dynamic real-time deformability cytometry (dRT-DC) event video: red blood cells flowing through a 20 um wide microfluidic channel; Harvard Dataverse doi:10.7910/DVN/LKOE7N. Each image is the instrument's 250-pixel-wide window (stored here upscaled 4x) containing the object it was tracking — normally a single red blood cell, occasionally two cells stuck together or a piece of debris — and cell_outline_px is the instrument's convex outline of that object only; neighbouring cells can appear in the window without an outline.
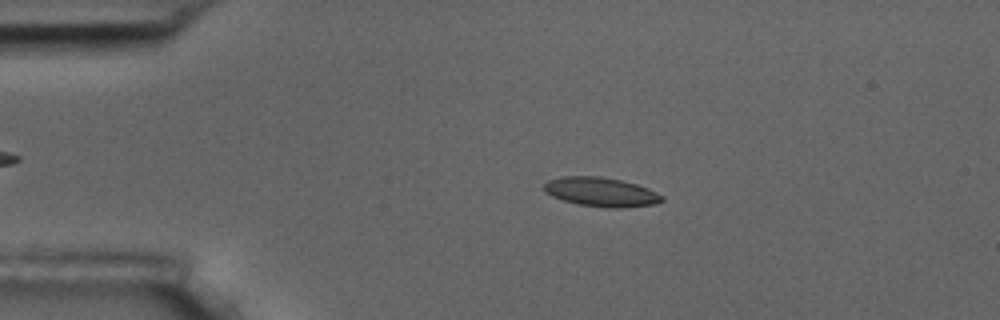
{"species": "common noctule bat (a hibernating species)", "species_latin": "Nyctalus noctula", "temperature_condition": "room temperature", "stored_images_in_passage": 56, "camera_frame_rate_fps": 3000, "um_per_image_px": 0.085, "animal": {"sex": "male", "body_mass_g": 17.5, "forearm_length_mm": 52.3}, "frame": {"image": 1, "passage_image": 11, "time_ms": 3.333, "image_size_px": [1000, 320], "cell_outline_px": [[664, 200], [656, 204], [620, 208], [608, 208], [580, 204], [564, 200], [552, 196], [544, 192], [544, 184], [548, 180], [560, 176], [600, 176], [620, 180], [636, 184], [648, 188], [664, 196]], "centroid_in_image_um": [51.1, 16.31], "position_along_channel_um": 33.9, "area_um2": 20.06}}
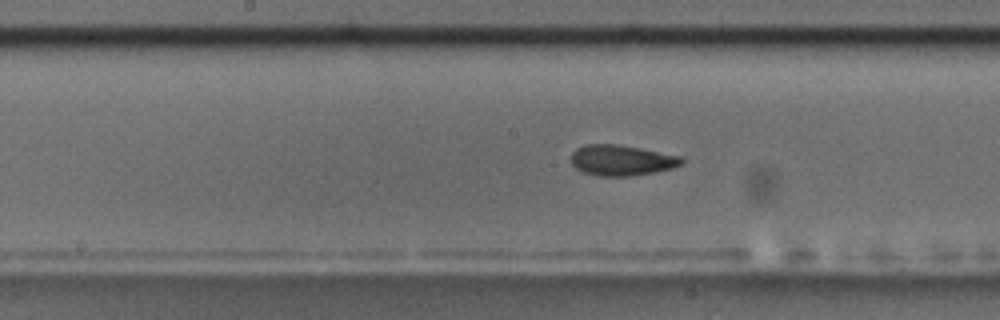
{"frame": {"image": 2, "passage_image": 28, "time_ms": 9.0, "image_size_px": [1000, 320], "cell_outline_px": [[684, 160], [680, 164], [672, 168], [652, 172], [628, 176], [596, 176], [584, 172], [576, 168], [572, 164], [572, 152], [576, 148], [584, 144], [616, 144], [640, 148], [680, 156]], "centroid_in_image_um": [52.79, 13.61], "position_along_channel_um": 195.4, "area_um2": 19.54}}
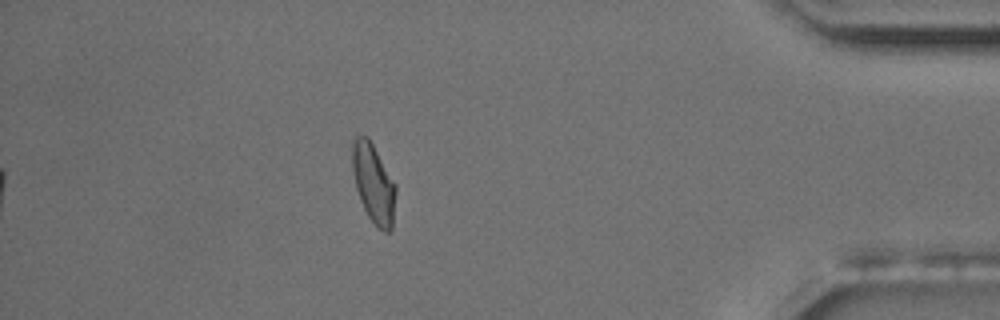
{"frame": {"image": 3, "passage_image": 49, "time_ms": 16.0, "image_size_px": [1000, 320], "cell_outline_px": [[396, 192], [392, 228], [388, 232], [384, 232], [368, 216], [360, 200], [356, 188], [352, 172], [352, 136], [368, 136], [396, 184]], "centroid_in_image_um": [31.74, 15.54], "position_along_channel_um": 403.5, "area_um2": 20.06}, "authors_computed_cell_mechanics": {"area_um2": 19.4786, "velocity_mm_per_s": 3.598, "shape_relaxation_time_tau1_ms": 4.315, "shape_relaxation_time_tau2_ms": 2.3106, "deformation_change_tau1": 0.1174, "deformation_change_tau2": 0.0809}}